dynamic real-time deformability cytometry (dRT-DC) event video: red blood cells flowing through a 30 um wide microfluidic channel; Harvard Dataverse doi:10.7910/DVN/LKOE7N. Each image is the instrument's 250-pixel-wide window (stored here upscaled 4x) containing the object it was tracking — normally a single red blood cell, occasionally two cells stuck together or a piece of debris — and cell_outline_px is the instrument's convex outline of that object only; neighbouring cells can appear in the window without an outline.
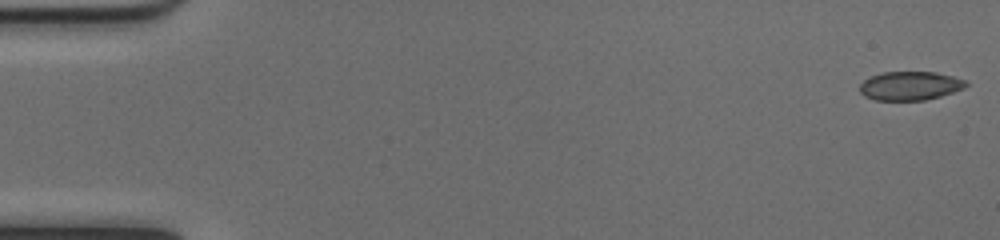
{"species": "common noctule bat (a hibernating species)", "species_latin": "Nyctalus noctula", "temperature_condition": "cold", "stored_images_in_passage": 52, "camera_frame_rate_fps": 3000, "um_per_image_px": 0.085, "animal": {"sex": "female", "body_mass_g": 17.0, "forearm_length_mm": 48.0}, "frame": {"image": 1, "passage_image": 1, "time_ms": 0.0, "image_size_px": [1000, 240], "cell_outline_px": [[968, 84], [964, 88], [940, 96], [924, 100], [876, 100], [864, 96], [860, 92], [860, 84], [864, 80], [872, 76], [884, 72], [936, 72], [952, 76], [964, 80]], "centroid_in_image_um": [77.34, 7.29], "position_along_channel_um": 7.7, "area_um2": 17.63}}
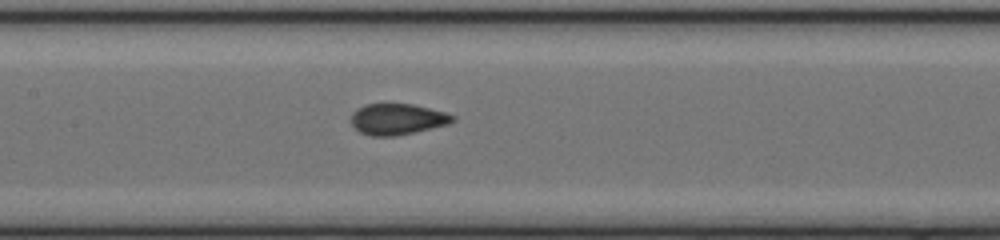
{"frame": {"image": 2, "passage_image": 25, "time_ms": 8.0, "image_size_px": [1000, 240], "cell_outline_px": [[456, 120], [448, 124], [416, 132], [396, 136], [372, 136], [360, 132], [352, 124], [352, 112], [356, 108], [364, 104], [412, 104], [444, 112], [456, 116]], "centroid_in_image_um": [33.78, 10.13], "position_along_channel_um": 173.6, "area_um2": 18.38}}
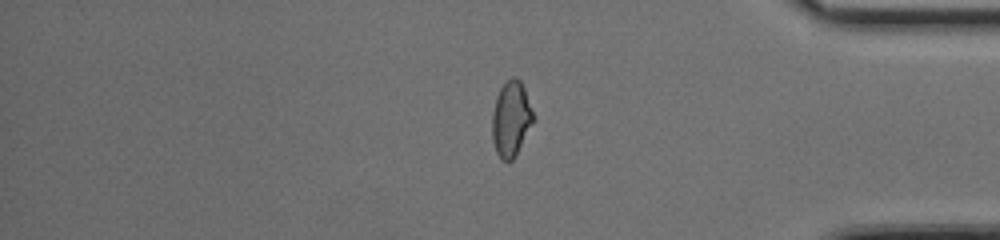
{"frame": {"image": 3, "passage_image": 43, "time_ms": 14.0, "image_size_px": [1000, 240], "cell_outline_px": [[536, 120], [516, 156], [512, 160], [500, 160], [496, 152], [492, 140], [492, 112], [496, 96], [500, 88], [512, 76], [516, 76], [520, 80], [524, 88], [536, 116]], "centroid_in_image_um": [43.47, 10.12], "position_along_channel_um": 391.7, "area_um2": 18.61}}